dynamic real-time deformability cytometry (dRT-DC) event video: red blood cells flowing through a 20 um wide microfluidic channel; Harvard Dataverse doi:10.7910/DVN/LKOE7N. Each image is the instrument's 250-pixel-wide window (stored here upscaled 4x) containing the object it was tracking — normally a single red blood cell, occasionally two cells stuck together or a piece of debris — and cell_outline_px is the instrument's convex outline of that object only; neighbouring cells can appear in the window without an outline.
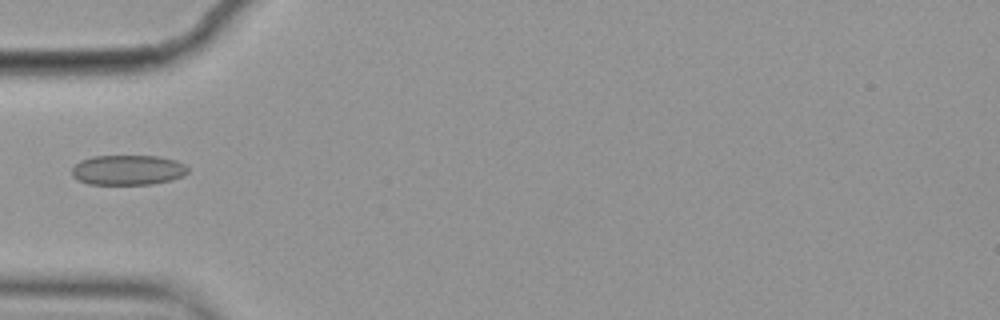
{"species": "common noctule bat (a hibernating species)", "species_latin": "Nyctalus noctula", "temperature_condition": "cold", "stored_images_in_passage": 3, "camera_frame_rate_fps": 3000, "um_per_image_px": 0.085, "animal": {"sex": "female", "body_mass_g": 19.9}, "frame": {"image": 1, "passage_image": 3, "time_ms": 0.667, "image_size_px": [1000, 320], "cell_outline_px": [[188, 172], [184, 176], [172, 180], [152, 184], [88, 184], [72, 176], [72, 168], [80, 160], [92, 156], [156, 156], [176, 160], [184, 164], [188, 168]], "centroid_in_image_um": [10.89, 14.45], "position_along_channel_um": 74.1, "area_um2": 20.35}}